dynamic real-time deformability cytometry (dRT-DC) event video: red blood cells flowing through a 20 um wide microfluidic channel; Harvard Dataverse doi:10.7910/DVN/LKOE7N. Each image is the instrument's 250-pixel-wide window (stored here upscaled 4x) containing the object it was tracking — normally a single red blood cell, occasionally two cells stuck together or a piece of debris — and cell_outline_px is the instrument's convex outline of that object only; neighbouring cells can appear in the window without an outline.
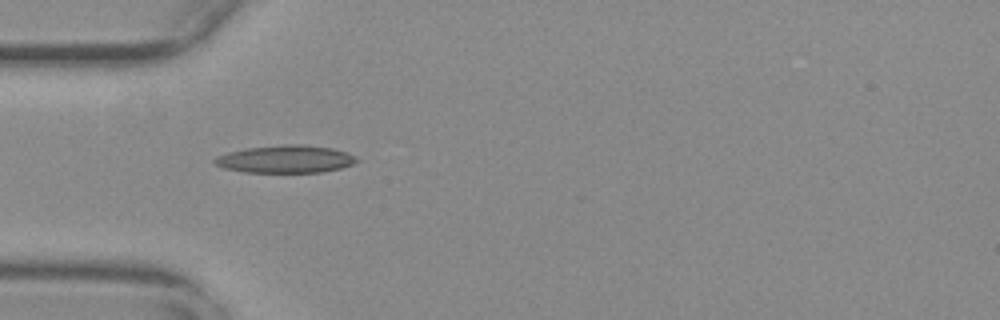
{"species": "common noctule bat (a hibernating species)", "species_latin": "Nyctalus noctula", "temperature_condition": "warm", "stored_images_in_passage": 39, "camera_frame_rate_fps": 3000, "um_per_image_px": 0.085, "animal": {"sex": "female", "body_mass_g": 29.2, "forearm_length_mm": 56.3}, "frame": {"image": 1, "passage_image": 1, "time_ms": 0.0, "image_size_px": [1000, 320], "cell_outline_px": [[360, 160], [352, 164], [340, 168], [320, 172], [244, 172], [224, 168], [216, 164], [212, 160], [216, 156], [228, 152], [248, 148], [284, 144], [300, 144], [332, 148], [344, 152]], "centroid_in_image_um": [24.23, 13.52], "position_along_channel_um": 60.8, "area_um2": 22.6}}
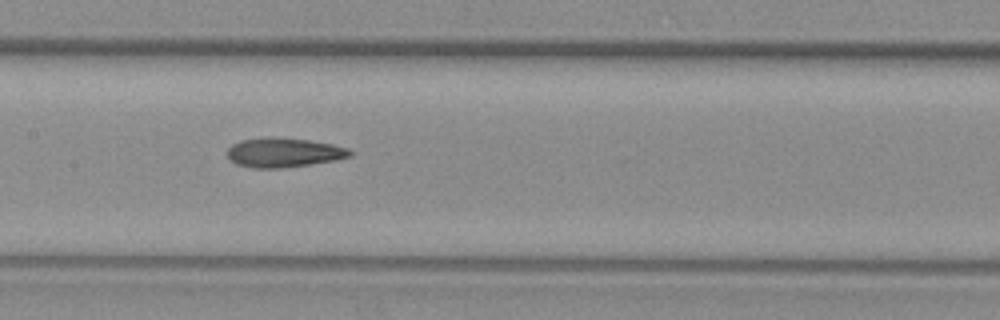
{"frame": {"image": 2, "passage_image": 11, "time_ms": 3.333, "image_size_px": [1000, 320], "cell_outline_px": [[352, 156], [336, 160], [312, 164], [280, 168], [252, 168], [236, 164], [228, 156], [228, 148], [232, 144], [240, 140], [308, 140], [332, 144], [348, 148], [352, 152]], "centroid_in_image_um": [24.17, 13.02], "position_along_channel_um": 183.2, "area_um2": 20.11}}
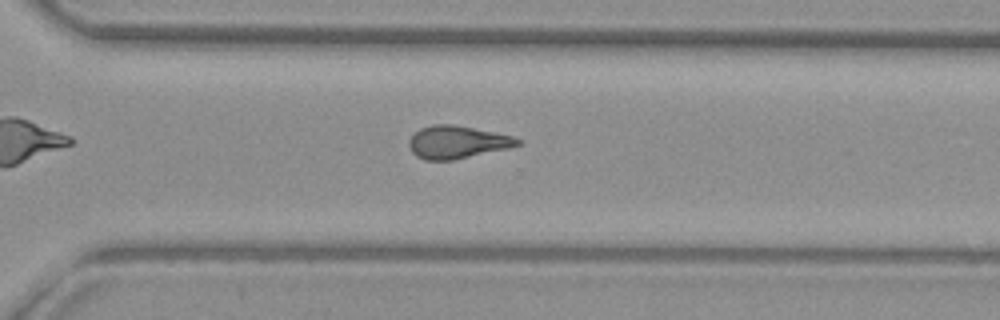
{"frame": {"image": 3, "passage_image": 23, "time_ms": 7.333, "image_size_px": [1000, 320], "cell_outline_px": [[524, 144], [508, 148], [452, 160], [424, 160], [416, 156], [412, 152], [408, 144], [408, 140], [420, 128], [432, 124], [452, 124], [512, 136], [520, 140]], "centroid_in_image_um": [38.83, 12.08], "position_along_channel_um": 331.8, "area_um2": 20.52}, "authors_computed_cell_mechanics": {"area_um2": 20.6346, "velocity_mm_per_s": 3.7215, "shape_relaxation_time_tau1_ms": null, "shape_relaxation_time_tau2_ms": 3.2104, "deformation_change_tau1": null, "deformation_change_tau2": 0.1275}}